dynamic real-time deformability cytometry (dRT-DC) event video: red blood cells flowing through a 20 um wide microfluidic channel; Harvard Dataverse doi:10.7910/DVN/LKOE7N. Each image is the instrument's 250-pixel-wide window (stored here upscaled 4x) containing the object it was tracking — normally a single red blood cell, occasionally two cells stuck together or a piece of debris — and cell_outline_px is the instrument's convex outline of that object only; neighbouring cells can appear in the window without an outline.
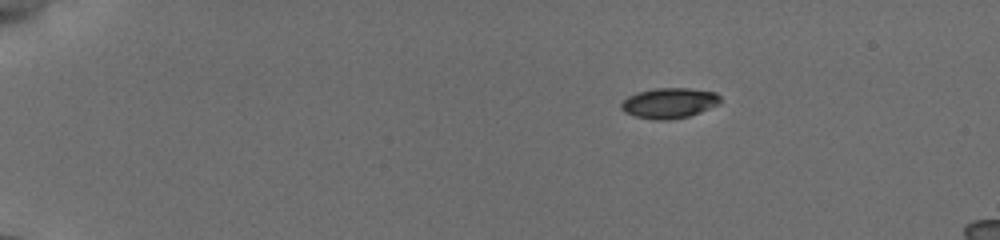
{"species": "common noctule bat (a hibernating species)", "species_latin": "Nyctalus noctula", "temperature_condition": "cold", "stored_images_in_passage": 36, "camera_frame_rate_fps": 3000, "um_per_image_px": 0.085, "animal": {"sex": "female", "body_mass_g": 19.5, "forearm_length_mm": 54.1}, "frame": {"image": 1, "passage_image": 1, "time_ms": 0.0, "image_size_px": [1000, 240], "cell_outline_px": [[720, 104], [700, 112], [688, 116], [668, 120], [656, 120], [636, 116], [624, 112], [620, 108], [620, 104], [628, 96], [636, 92], [656, 88], [688, 88], [716, 92], [720, 96]], "centroid_in_image_um": [56.88, 8.75], "position_along_channel_um": 28.1, "area_um2": 17.57}}
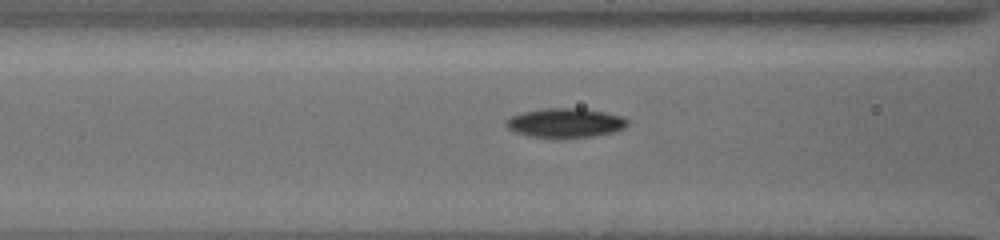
{"frame": {"image": 2, "passage_image": 26, "time_ms": 5.0, "image_size_px": [1000, 240], "cell_outline_px": [[628, 124], [624, 128], [616, 132], [592, 136], [560, 140], [556, 140], [532, 136], [516, 132], [508, 128], [504, 124], [512, 116], [524, 112], [548, 108], [584, 108], [624, 116], [628, 120]], "centroid_in_image_um": [48.11, 10.47], "position_along_channel_um": 118.5, "area_um2": 21.15}}
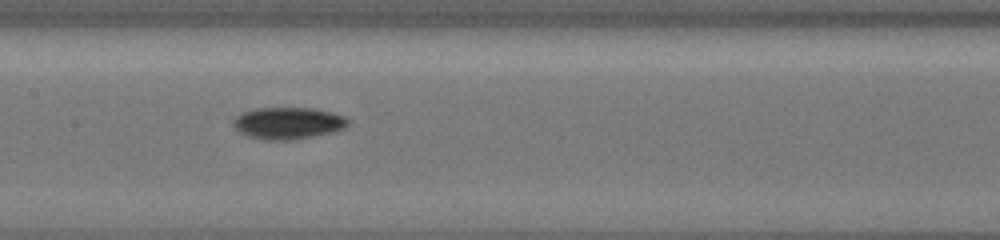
{"frame": {"image": 3, "passage_image": 35, "time_ms": 6.667, "image_size_px": [1000, 240], "cell_outline_px": [[348, 124], [344, 128], [312, 136], [288, 140], [268, 140], [252, 136], [240, 132], [232, 124], [232, 120], [240, 112], [256, 108], [312, 108], [332, 112], [344, 116], [348, 120]], "centroid_in_image_um": [24.45, 10.44], "position_along_channel_um": 183.0, "area_um2": 20.98}}